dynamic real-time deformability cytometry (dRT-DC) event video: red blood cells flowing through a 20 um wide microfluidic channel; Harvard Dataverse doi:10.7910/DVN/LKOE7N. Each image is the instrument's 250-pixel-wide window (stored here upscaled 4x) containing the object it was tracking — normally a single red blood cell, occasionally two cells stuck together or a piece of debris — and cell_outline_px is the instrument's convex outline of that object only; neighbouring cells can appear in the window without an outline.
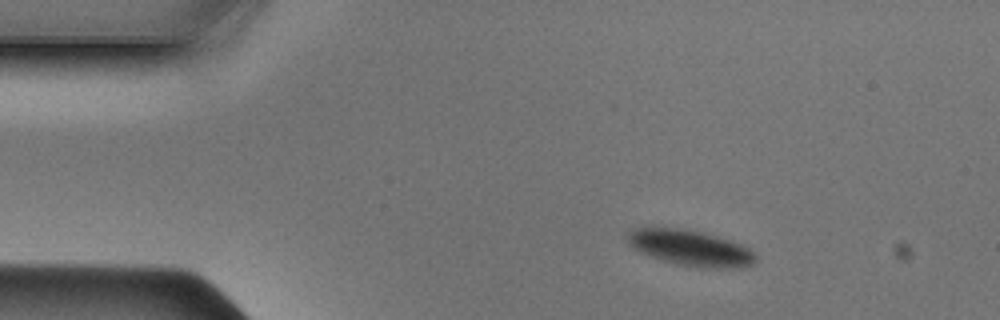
{"species": "Egyptian fruit bat (a non-hibernating species)", "species_latin": "Rousettus aegyptiacus", "temperature_condition": "cold", "stored_images_in_passage": 42, "camera_frame_rate_fps": 3000, "um_per_image_px": 0.085, "animal": {"sex": "male"}, "frame": {"image": 1, "passage_image": 1, "time_ms": 0.0, "image_size_px": [1000, 320], "cell_outline_px": [[756, 264], [744, 268], [700, 268], [680, 264], [664, 260], [640, 252], [628, 244], [624, 236], [628, 232], [636, 228], [680, 228], [704, 232], [732, 240], [748, 248], [756, 256]], "centroid_in_image_um": [58.72, 21.08], "position_along_channel_um": 26.3, "area_um2": 26.88}}
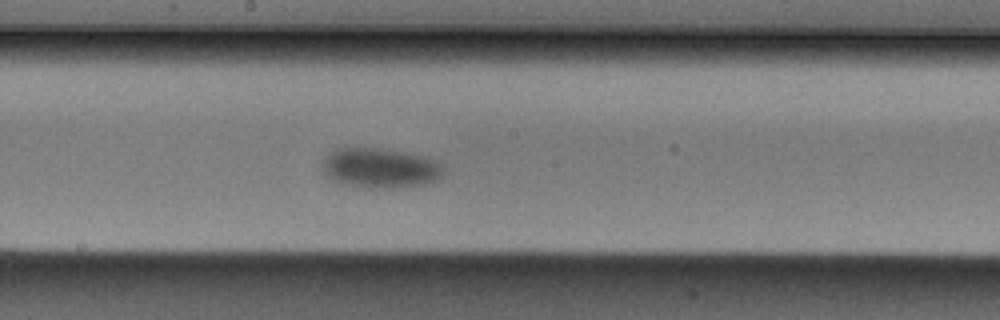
{"frame": {"image": 2, "passage_image": 19, "time_ms": 6.0, "image_size_px": [1000, 320], "cell_outline_px": [[444, 176], [436, 180], [424, 184], [396, 188], [368, 188], [344, 184], [328, 176], [324, 172], [320, 164], [320, 160], [336, 148], [376, 148], [404, 152], [428, 156], [436, 160], [444, 168]], "centroid_in_image_um": [32.33, 14.28], "position_along_channel_um": 215.9, "area_um2": 28.44}}
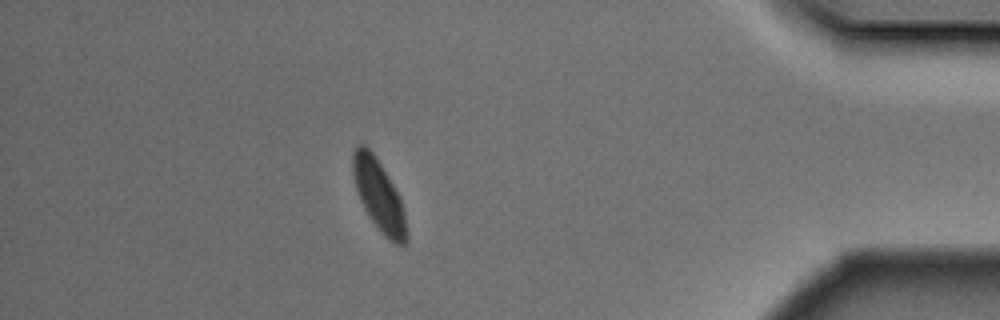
{"frame": {"image": 3, "passage_image": 36, "time_ms": 11.667, "image_size_px": [1000, 320], "cell_outline_px": [[408, 240], [404, 244], [396, 244], [388, 240], [384, 236], [368, 216], [360, 200], [356, 188], [352, 172], [352, 152], [356, 144], [364, 144], [376, 156], [400, 196], [404, 212], [408, 232]], "centroid_in_image_um": [32.2, 16.6], "position_along_channel_um": 403.0, "area_um2": 22.48}}